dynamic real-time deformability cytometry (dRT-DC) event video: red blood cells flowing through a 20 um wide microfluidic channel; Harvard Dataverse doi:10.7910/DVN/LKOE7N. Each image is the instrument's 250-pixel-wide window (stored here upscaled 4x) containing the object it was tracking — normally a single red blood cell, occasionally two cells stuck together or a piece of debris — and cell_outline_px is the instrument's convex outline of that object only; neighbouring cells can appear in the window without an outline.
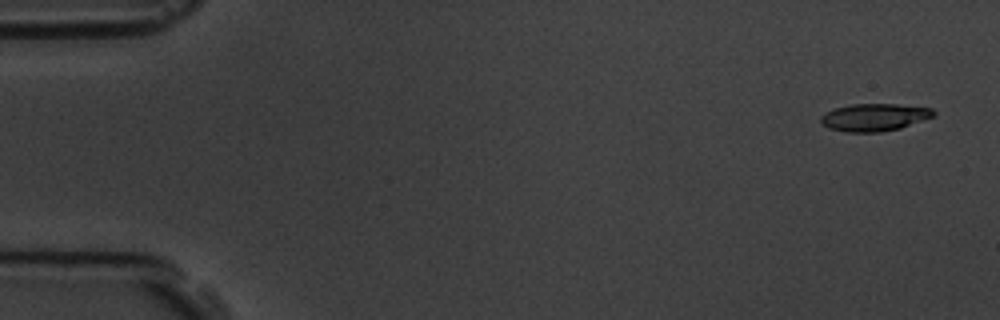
{"species": "common noctule bat (a hibernating species)", "species_latin": "Nyctalus noctula", "temperature_condition": "room temperature", "stored_images_in_passage": 5, "camera_frame_rate_fps": 3000, "um_per_image_px": 0.085, "animal": {"sex": "male", "body_mass_g": 19.5, "forearm_length_mm": 54.6}, "frame": {"image": 1, "passage_image": 1, "time_ms": 0.0, "image_size_px": [1000, 320], "cell_outline_px": [[936, 116], [900, 128], [880, 132], [844, 132], [828, 128], [820, 120], [820, 116], [832, 108], [852, 104], [896, 104], [932, 108], [936, 112]], "centroid_in_image_um": [74.32, 9.96], "position_along_channel_um": 10.7, "area_um2": 18.21}}
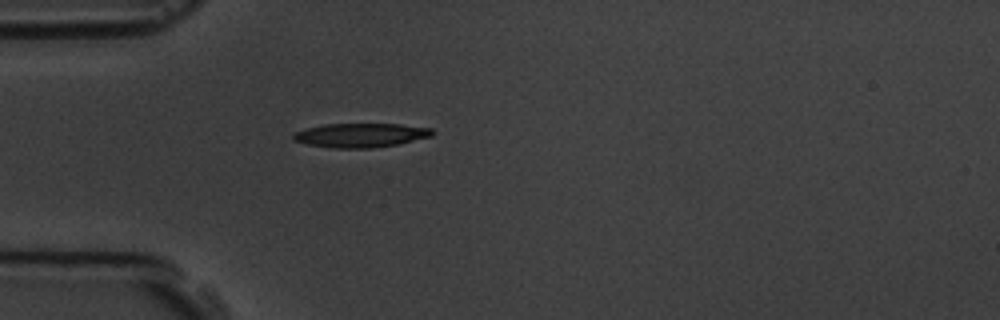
{"frame": {"image": 2, "passage_image": 5, "time_ms": 4.667, "image_size_px": [1000, 320], "cell_outline_px": [[436, 132], [432, 136], [396, 144], [372, 148], [332, 148], [308, 144], [292, 140], [292, 136], [296, 132], [308, 128], [324, 124], [400, 124], [432, 128]], "centroid_in_image_um": [30.68, 11.49], "position_along_channel_um": 54.3, "area_um2": 19.42}}